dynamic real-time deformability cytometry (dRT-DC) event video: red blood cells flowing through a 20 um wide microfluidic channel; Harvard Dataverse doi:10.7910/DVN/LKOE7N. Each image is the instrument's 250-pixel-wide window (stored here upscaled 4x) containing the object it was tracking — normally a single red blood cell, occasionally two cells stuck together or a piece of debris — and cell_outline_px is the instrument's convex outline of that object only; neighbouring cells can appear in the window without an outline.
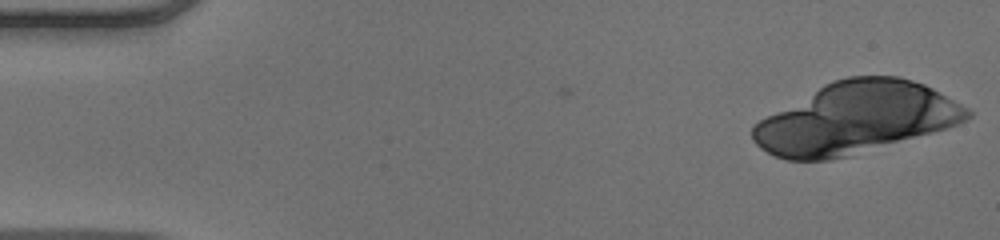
{"species": "human", "species_latin": "Homo sapiens", "temperature_condition": "warm", "stored_images_in_passage": 5, "camera_frame_rate_fps": 3000, "um_per_image_px": 0.085, "donor": {"sex": "male"}, "frame": {"image": 1, "passage_image": 1, "time_ms": 0.0, "image_size_px": [1000, 240], "cell_outline_px": [[932, 92], [920, 128], [916, 132], [820, 156], [784, 156], [772, 152], [768, 148], [880, 80], [904, 80], [916, 84]], "centroid_in_image_um": [73.2, 10.25], "position_along_channel_um": 11.8, "area_um2": 48.03}}